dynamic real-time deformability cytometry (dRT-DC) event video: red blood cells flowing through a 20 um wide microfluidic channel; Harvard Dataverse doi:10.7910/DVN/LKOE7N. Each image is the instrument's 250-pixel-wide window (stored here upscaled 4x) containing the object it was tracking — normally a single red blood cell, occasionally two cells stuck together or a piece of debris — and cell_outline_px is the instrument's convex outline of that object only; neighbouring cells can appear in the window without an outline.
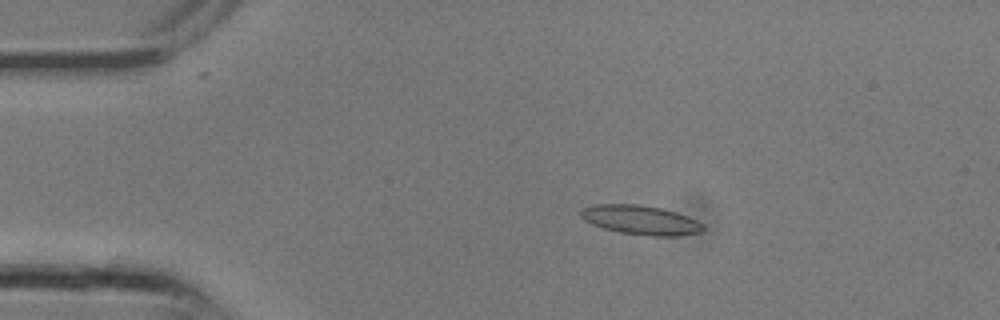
{"species": "common noctule bat (a hibernating species)", "species_latin": "Nyctalus noctula", "temperature_condition": "room temperature", "stored_images_in_passage": 7, "camera_frame_rate_fps": 3000, "um_per_image_px": 0.085, "animal": {"sex": "male", "body_mass_g": 13.3}, "frame": {"image": 1, "passage_image": 4, "time_ms": 1.0, "image_size_px": [1000, 320], "cell_outline_px": [[704, 228], [700, 232], [676, 236], [652, 236], [620, 232], [604, 228], [592, 224], [584, 220], [580, 216], [580, 208], [596, 204], [640, 204], [660, 208], [676, 212], [688, 216], [704, 224]], "centroid_in_image_um": [54.44, 18.69], "position_along_channel_um": 30.6, "area_um2": 20.87}}